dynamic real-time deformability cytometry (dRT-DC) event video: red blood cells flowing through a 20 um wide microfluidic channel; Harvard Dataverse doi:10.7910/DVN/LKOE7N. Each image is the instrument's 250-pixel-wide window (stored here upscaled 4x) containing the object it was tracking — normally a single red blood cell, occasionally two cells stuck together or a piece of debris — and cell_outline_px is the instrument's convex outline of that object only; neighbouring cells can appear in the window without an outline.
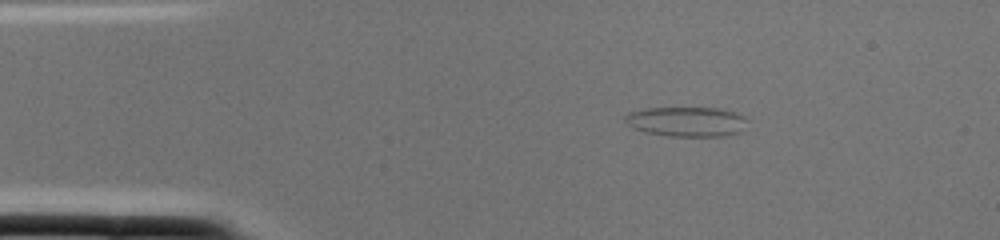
{"species": "common noctule bat (a hibernating species)", "species_latin": "Nyctalus noctula", "temperature_condition": "cold", "stored_images_in_passage": 2, "camera_frame_rate_fps": 3000, "um_per_image_px": 0.085, "animal": {"sex": "female", "body_mass_g": 22.0, "forearm_length_mm": 56.7}, "frame": {"image": 1, "passage_image": 2, "time_ms": 0.333, "image_size_px": [1000, 240], "cell_outline_px": [[744, 120], [740, 132], [724, 136], [668, 136], [644, 132], [632, 128], [624, 124], [624, 116], [628, 112], [644, 108], [716, 108], [732, 112], [744, 116]], "centroid_in_image_um": [58.23, 10.34], "position_along_channel_um": 26.8, "area_um2": 21.15}}